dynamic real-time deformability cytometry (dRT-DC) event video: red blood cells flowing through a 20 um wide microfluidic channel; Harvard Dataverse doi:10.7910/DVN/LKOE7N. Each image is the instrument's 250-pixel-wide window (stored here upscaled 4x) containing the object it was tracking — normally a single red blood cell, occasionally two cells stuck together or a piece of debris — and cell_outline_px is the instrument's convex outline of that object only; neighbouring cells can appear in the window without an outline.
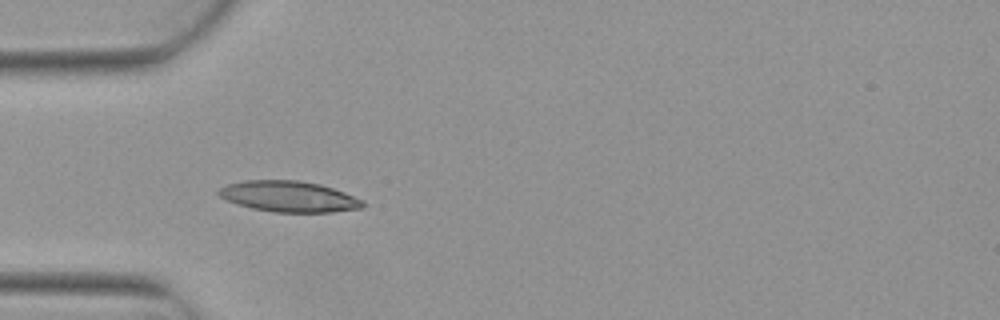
{"species": "Egyptian fruit bat (a non-hibernating species)", "species_latin": "Rousettus aegyptiacus", "temperature_condition": "warm", "stored_images_in_passage": 6, "camera_frame_rate_fps": 3000, "um_per_image_px": 0.085, "animal": {"sex": "female"}, "frame": {"image": 1, "passage_image": 5, "time_ms": 1.333, "image_size_px": [1000, 320], "cell_outline_px": [[364, 208], [332, 212], [272, 212], [252, 208], [236, 204], [220, 196], [216, 192], [220, 188], [228, 184], [244, 180], [296, 180], [320, 184], [344, 192], [364, 200]], "centroid_in_image_um": [24.57, 16.7], "position_along_channel_um": 60.4, "area_um2": 25.95}}
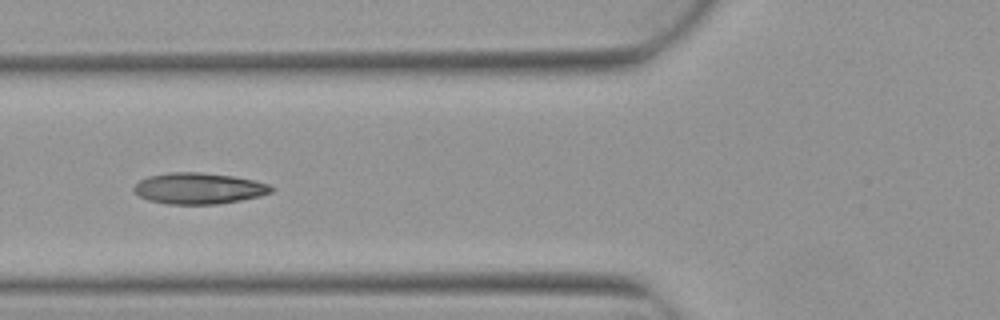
{"frame": {"image": 2, "passage_image": 6, "time_ms": 1.667, "image_size_px": [1000, 320], "cell_outline_px": [[276, 188], [272, 192], [260, 196], [240, 200], [216, 204], [168, 204], [148, 200], [140, 196], [132, 188], [140, 180], [148, 176], [172, 172], [200, 172], [232, 176], [252, 180], [268, 184]], "centroid_in_image_um": [16.9, 16.01], "position_along_channel_um": 108.9, "area_um2": 24.8}}